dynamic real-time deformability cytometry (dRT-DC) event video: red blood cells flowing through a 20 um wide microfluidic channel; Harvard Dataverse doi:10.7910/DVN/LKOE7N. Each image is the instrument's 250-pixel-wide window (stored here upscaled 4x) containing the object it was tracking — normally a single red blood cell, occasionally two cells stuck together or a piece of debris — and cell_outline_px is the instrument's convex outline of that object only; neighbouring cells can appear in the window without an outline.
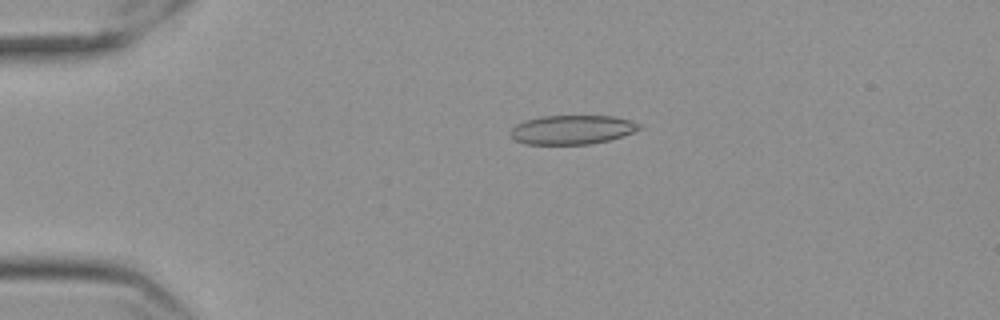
{"species": "Egyptian fruit bat (a non-hibernating species)", "species_latin": "Rousettus aegyptiacus", "temperature_condition": "cold", "stored_images_in_passage": 57, "camera_frame_rate_fps": 3000, "um_per_image_px": 0.085, "frame": {"image": 1, "passage_image": 13, "time_ms": 4.0, "image_size_px": [1000, 320], "cell_outline_px": [[640, 128], [624, 136], [608, 140], [588, 144], [524, 144], [508, 136], [508, 132], [516, 124], [524, 120], [540, 116], [612, 116], [628, 120], [640, 124]], "centroid_in_image_um": [48.55, 11.02], "position_along_channel_um": 36.4, "area_um2": 21.85}}
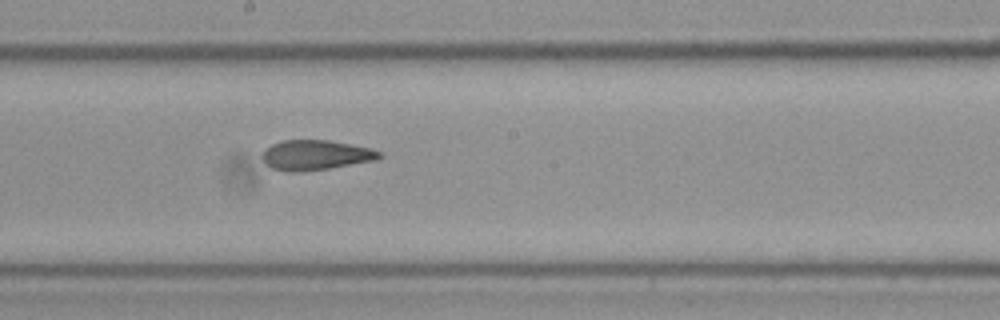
{"frame": {"image": 2, "passage_image": 32, "time_ms": 10.333, "image_size_px": [1000, 320], "cell_outline_px": [[384, 156], [376, 160], [328, 168], [300, 172], [288, 172], [272, 168], [260, 156], [264, 148], [280, 140], [328, 140], [372, 148], [380, 152]], "centroid_in_image_um": [26.81, 13.17], "position_along_channel_um": 221.4, "area_um2": 20.52}}
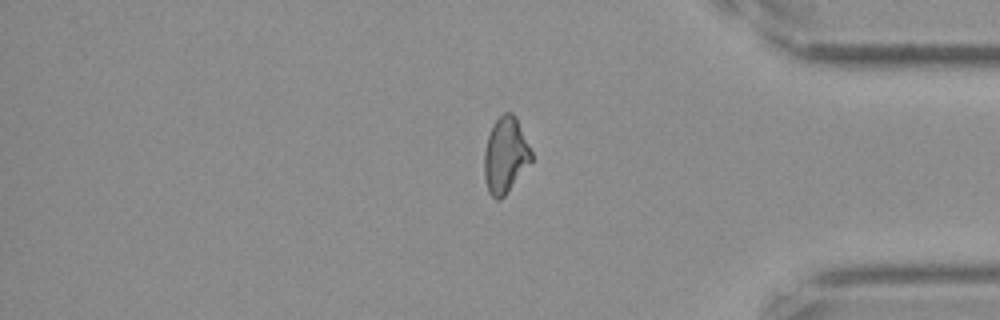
{"frame": {"image": 3, "passage_image": 48, "time_ms": 15.667, "image_size_px": [1000, 320], "cell_outline_px": [[532, 160], [504, 196], [500, 200], [496, 200], [488, 192], [484, 176], [484, 152], [488, 136], [492, 124], [504, 112], [512, 112], [516, 116], [532, 152]], "centroid_in_image_um": [42.95, 13.18], "position_along_channel_um": 392.3, "area_um2": 20.75}, "authors_computed_cell_mechanics": {"area_um2": 21.1548, "velocity_mm_per_s": 3.5724, "shape_relaxation_time_tau1_ms": null, "shape_relaxation_time_tau2_ms": 3.1329, "deformation_change_tau1": null, "deformation_change_tau2": 0.1161}}